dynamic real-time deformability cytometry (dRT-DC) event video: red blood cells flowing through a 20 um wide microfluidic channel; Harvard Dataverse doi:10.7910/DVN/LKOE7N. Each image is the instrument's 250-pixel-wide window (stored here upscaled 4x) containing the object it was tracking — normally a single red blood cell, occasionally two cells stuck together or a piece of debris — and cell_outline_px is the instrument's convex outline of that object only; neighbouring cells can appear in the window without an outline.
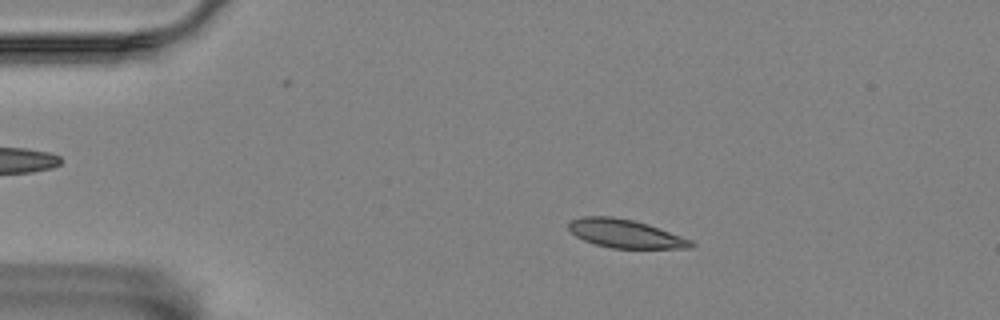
{"species": "Egyptian fruit bat (a non-hibernating species)", "species_latin": "Rousettus aegyptiacus", "temperature_condition": "room temperature", "stored_images_in_passage": 49, "camera_frame_rate_fps": 3000, "um_per_image_px": 0.085, "animal": {"sex": "female"}, "frame": {"image": 1, "passage_image": 3, "time_ms": 0.667, "image_size_px": [1000, 320], "cell_outline_px": [[696, 244], [692, 248], [612, 248], [596, 244], [584, 240], [576, 236], [568, 228], [568, 224], [572, 220], [584, 216], [612, 216], [632, 220], [648, 224], [692, 240]], "centroid_in_image_um": [53.17, 19.86], "position_along_channel_um": 31.8, "area_um2": 20.11}}
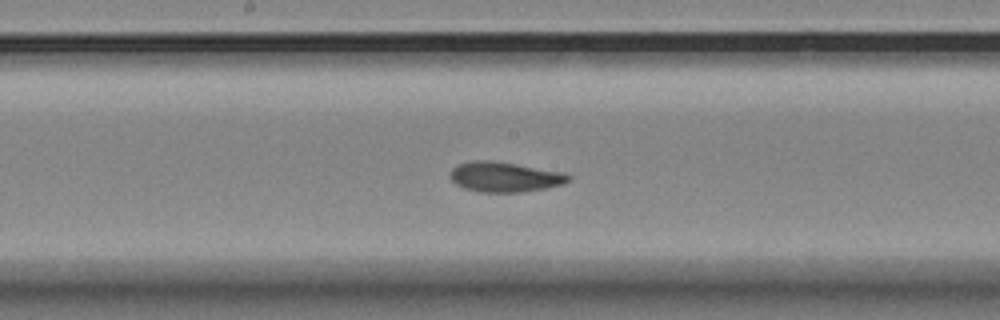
{"frame": {"image": 2, "passage_image": 22, "time_ms": 7.0, "image_size_px": [1000, 320], "cell_outline_px": [[572, 176], [564, 184], [544, 188], [520, 192], [480, 192], [464, 188], [456, 184], [448, 176], [452, 168], [460, 164], [472, 160], [492, 160], [564, 172]], "centroid_in_image_um": [42.88, 15.03], "position_along_channel_um": 205.3, "area_um2": 20.69}}
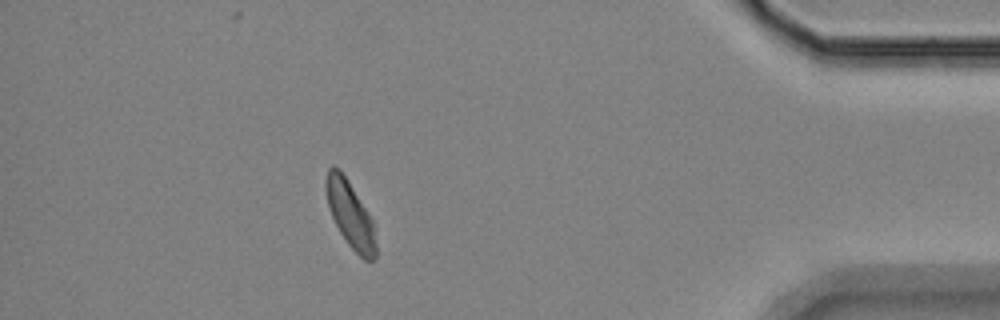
{"frame": {"image": 3, "passage_image": 43, "time_ms": 14.0, "image_size_px": [1000, 320], "cell_outline_px": [[376, 256], [372, 260], [364, 260], [348, 244], [340, 232], [332, 216], [328, 204], [324, 188], [324, 180], [328, 168], [332, 164], [340, 168], [372, 220], [376, 244]], "centroid_in_image_um": [29.73, 18.18], "position_along_channel_um": 405.5, "area_um2": 19.07}, "authors_computed_cell_mechanics": {"area_um2": 20.4034, "velocity_mm_per_s": 3.4896, "shape_relaxation_time_tau1_ms": null, "shape_relaxation_time_tau2_ms": 1.6092, "deformation_change_tau1": null, "deformation_change_tau2": 0.0637}}